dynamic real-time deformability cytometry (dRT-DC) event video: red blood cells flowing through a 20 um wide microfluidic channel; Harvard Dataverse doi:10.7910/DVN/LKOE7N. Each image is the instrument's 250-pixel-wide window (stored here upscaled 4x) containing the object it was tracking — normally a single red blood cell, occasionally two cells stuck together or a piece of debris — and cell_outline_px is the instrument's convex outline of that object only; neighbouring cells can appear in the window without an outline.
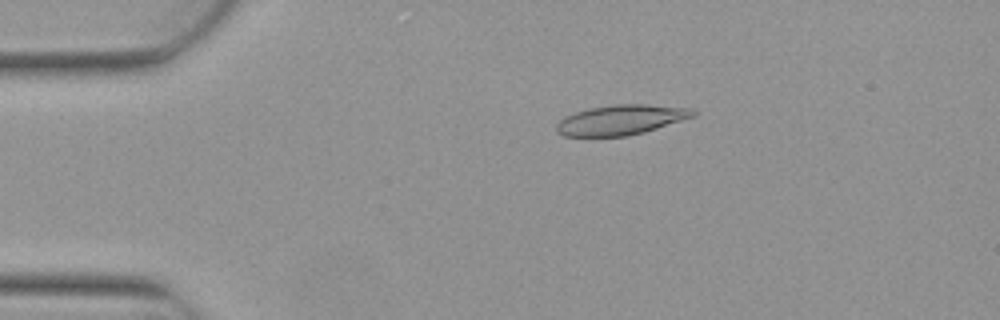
{"species": "Egyptian fruit bat (a non-hibernating species)", "species_latin": "Rousettus aegyptiacus", "temperature_condition": "warm", "stored_images_in_passage": 4, "camera_frame_rate_fps": 3000, "um_per_image_px": 0.085, "animal": {"sex": "female"}, "frame": {"image": 1, "passage_image": 1, "time_ms": 0.0, "image_size_px": [1000, 320], "cell_outline_px": [[696, 116], [644, 132], [624, 136], [564, 136], [556, 132], [556, 124], [564, 116], [588, 108], [616, 104], [648, 104], [688, 108], [696, 112]], "centroid_in_image_um": [52.76, 10.18], "position_along_channel_um": 32.2, "area_um2": 23.81}}
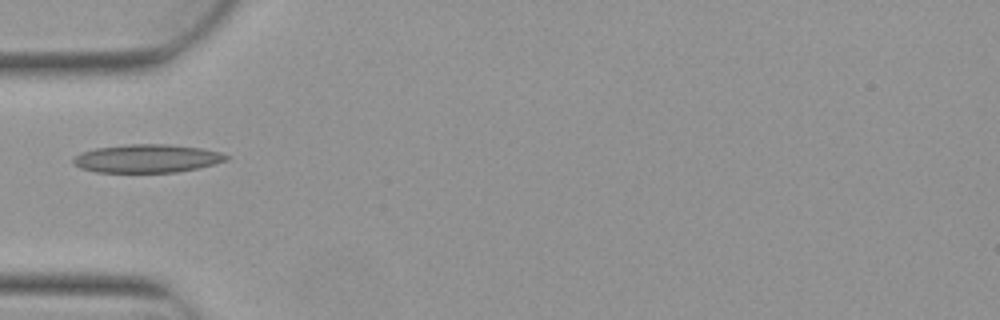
{"frame": {"image": 2, "passage_image": 3, "time_ms": 0.667, "image_size_px": [1000, 320], "cell_outline_px": [[228, 160], [196, 168], [176, 172], [96, 172], [80, 168], [72, 164], [72, 160], [80, 152], [96, 148], [128, 144], [168, 144], [200, 148], [220, 152], [228, 156]], "centroid_in_image_um": [12.45, 13.47], "position_along_channel_um": 72.6, "area_um2": 25.09}}
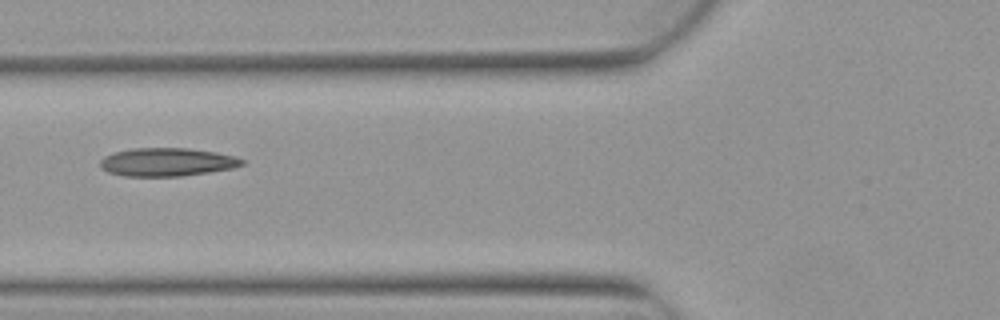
{"frame": {"image": 3, "passage_image": 4, "time_ms": 1.0, "image_size_px": [1000, 320], "cell_outline_px": [[244, 164], [232, 168], [208, 172], [180, 176], [124, 176], [108, 172], [100, 168], [100, 160], [104, 156], [116, 152], [132, 148], [188, 148], [216, 152], [236, 156], [244, 160]], "centroid_in_image_um": [14.19, 13.77], "position_along_channel_um": 111.6, "area_um2": 23.35}}